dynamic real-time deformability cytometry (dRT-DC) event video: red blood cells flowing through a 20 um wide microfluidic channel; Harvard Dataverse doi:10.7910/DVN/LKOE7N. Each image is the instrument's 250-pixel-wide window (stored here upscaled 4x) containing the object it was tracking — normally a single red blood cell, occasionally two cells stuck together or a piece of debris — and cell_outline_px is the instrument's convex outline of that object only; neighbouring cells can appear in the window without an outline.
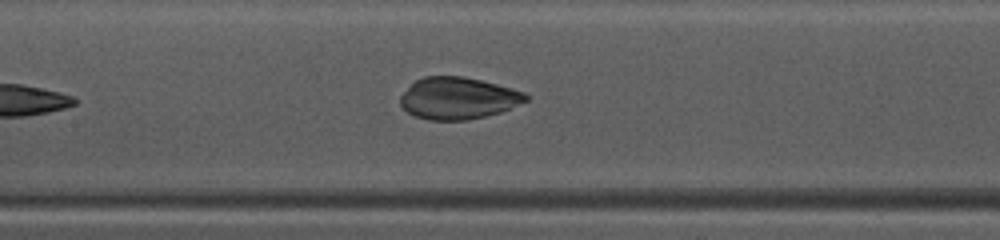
{"species": "common noctule bat (a hibernating species)", "species_latin": "Nyctalus noctula", "temperature_condition": "warm", "stored_images_in_passage": 26, "camera_frame_rate_fps": 3000, "um_per_image_px": 0.085, "animal": {"sex": "female", "body_mass_g": 10.0, "forearm_length_mm": 53.1}, "frame": {"image": 1, "passage_image": 12, "time_ms": 3.667, "image_size_px": [1000, 240], "cell_outline_px": [[528, 100], [500, 112], [468, 120], [428, 120], [416, 116], [408, 112], [400, 104], [400, 96], [416, 80], [424, 76], [464, 76], [512, 88], [524, 92], [528, 96]], "centroid_in_image_um": [38.93, 8.35], "position_along_channel_um": 168.5, "area_um2": 30.4}}
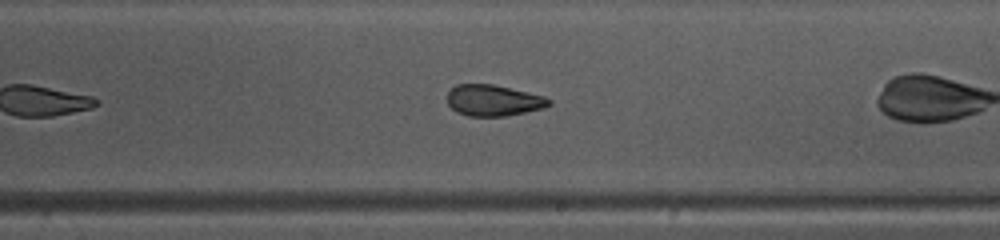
{"frame": {"image": 2, "passage_image": 15, "time_ms": 4.667, "image_size_px": [1000, 240], "cell_outline_px": [[552, 104], [544, 108], [504, 116], [468, 116], [456, 112], [448, 104], [448, 92], [456, 84], [492, 84], [544, 96], [552, 100]], "centroid_in_image_um": [41.94, 8.54], "position_along_channel_um": 247.1, "area_um2": 18.38}}